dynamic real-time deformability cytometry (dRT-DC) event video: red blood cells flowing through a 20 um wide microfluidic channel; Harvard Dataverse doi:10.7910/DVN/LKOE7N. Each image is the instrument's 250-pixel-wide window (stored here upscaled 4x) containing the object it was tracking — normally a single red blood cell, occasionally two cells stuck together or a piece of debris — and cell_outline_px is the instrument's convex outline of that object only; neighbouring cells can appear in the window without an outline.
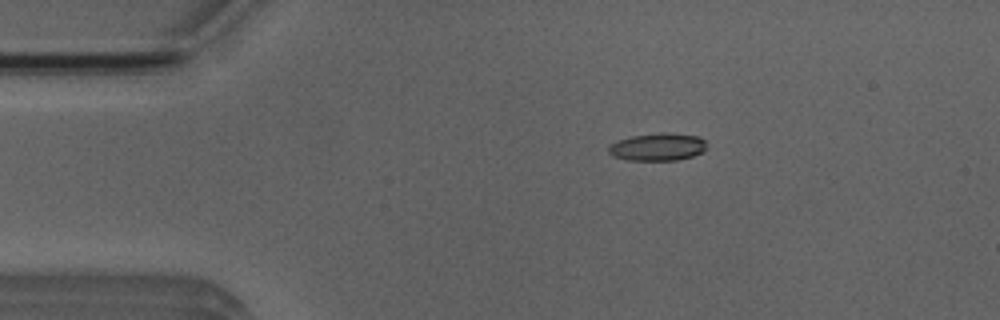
{"species": "Egyptian fruit bat (a non-hibernating species)", "species_latin": "Rousettus aegyptiacus", "temperature_condition": "room temperature", "stored_images_in_passage": 6, "camera_frame_rate_fps": 3000, "um_per_image_px": 0.085, "animal": {"sex": "male"}, "frame": {"image": 1, "passage_image": 3, "time_ms": 2.333, "image_size_px": [1000, 320], "cell_outline_px": [[704, 152], [692, 156], [676, 160], [628, 160], [616, 156], [608, 152], [608, 144], [616, 140], [632, 136], [668, 132], [700, 136], [704, 140]], "centroid_in_image_um": [55.89, 12.48], "position_along_channel_um": 29.1, "area_um2": 15.72}}
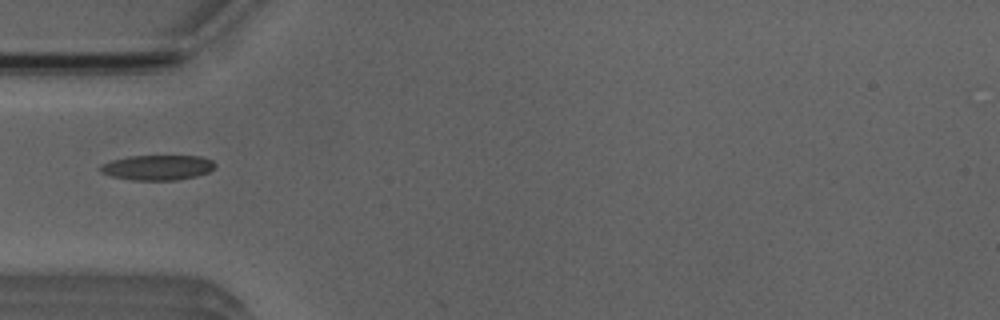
{"frame": {"image": 2, "passage_image": 5, "time_ms": 4.667, "image_size_px": [1000, 320], "cell_outline_px": [[216, 164], [208, 172], [196, 176], [176, 180], [132, 180], [112, 176], [100, 172], [100, 164], [112, 160], [128, 156], [200, 156], [212, 160]], "centroid_in_image_um": [13.36, 14.23], "position_along_channel_um": 71.6, "area_um2": 16.7}}